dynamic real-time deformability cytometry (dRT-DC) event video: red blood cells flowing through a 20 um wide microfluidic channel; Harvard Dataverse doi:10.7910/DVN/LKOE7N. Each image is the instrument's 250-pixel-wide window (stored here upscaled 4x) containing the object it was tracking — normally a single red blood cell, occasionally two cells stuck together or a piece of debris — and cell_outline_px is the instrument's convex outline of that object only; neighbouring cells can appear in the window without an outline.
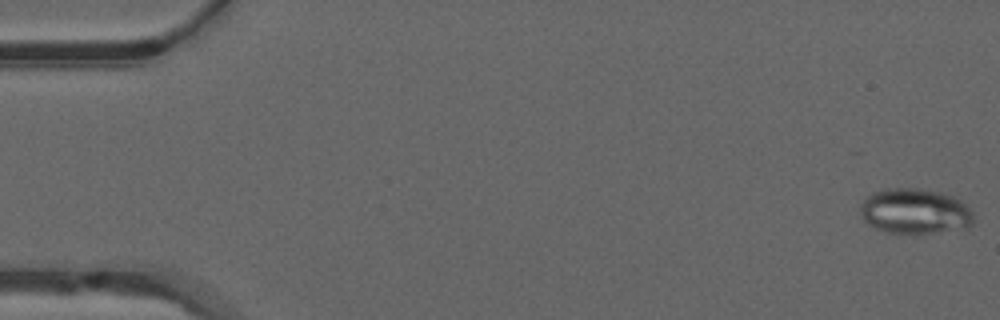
{"species": "common noctule bat (a hibernating species)", "species_latin": "Nyctalus noctula", "temperature_condition": "warm", "stored_images_in_passage": 51, "camera_frame_rate_fps": 3000, "um_per_image_px": 0.085, "animal": {"sex": "male", "forearm_length_mm": 52.5}, "frame": {"image": 1, "passage_image": 1, "time_ms": 0.0, "image_size_px": [1000, 320], "cell_outline_px": [[972, 224], [968, 228], [920, 236], [912, 236], [884, 232], [868, 224], [864, 220], [860, 208], [860, 204], [872, 192], [884, 188], [920, 188], [940, 192], [952, 196], [960, 200], [972, 212]], "centroid_in_image_um": [77.76, 18.0], "position_along_channel_um": 7.2, "area_um2": 30.81}}
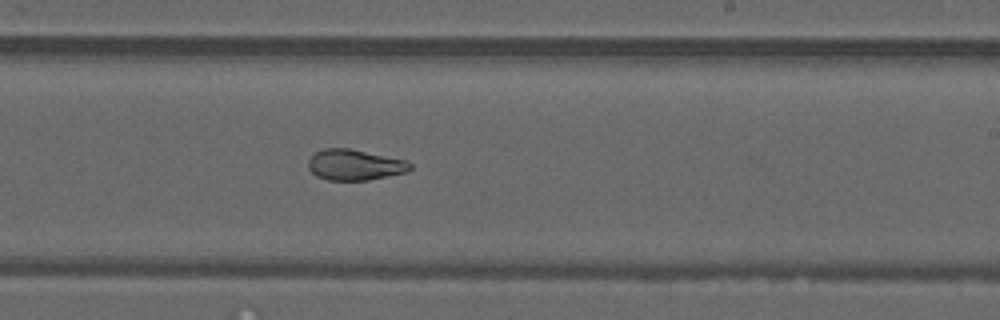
{"frame": {"image": 2, "passage_image": 31, "time_ms": 10.0, "image_size_px": [1000, 320], "cell_outline_px": [[412, 168], [408, 172], [368, 180], [328, 180], [316, 176], [308, 168], [308, 160], [316, 152], [324, 148], [348, 148], [404, 160], [412, 164]], "centroid_in_image_um": [30.14, 14.02], "position_along_channel_um": 258.9, "area_um2": 18.15}}
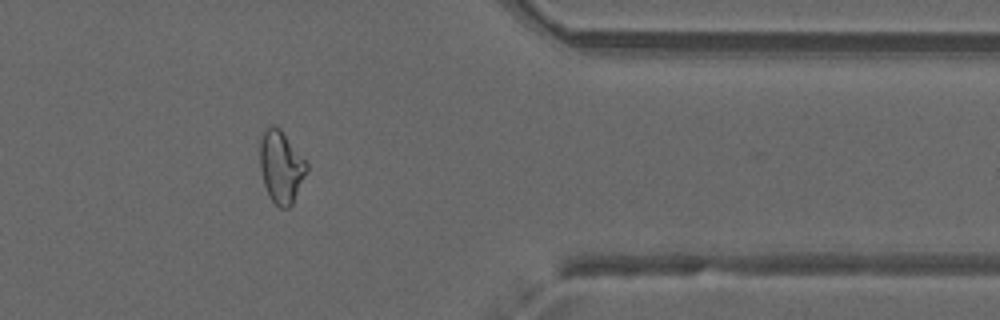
{"frame": {"image": 3, "passage_image": 42, "time_ms": 13.667, "image_size_px": [1000, 320], "cell_outline_px": [[308, 168], [292, 204], [288, 208], [280, 208], [268, 196], [264, 184], [260, 168], [260, 140], [264, 128], [272, 124], [276, 124], [280, 128], [308, 164]], "centroid_in_image_um": [23.87, 14.15], "position_along_channel_um": 387.5, "area_um2": 19.65}, "authors_computed_cell_mechanics": {"area_um2": 21.1548, "velocity_mm_per_s": 3.9975, "shape_relaxation_time_tau1_ms": 10.9998, "shape_relaxation_time_tau2_ms": 2.609, "deformation_change_tau1": 0.2288, "deformation_change_tau2": 0.0466}}